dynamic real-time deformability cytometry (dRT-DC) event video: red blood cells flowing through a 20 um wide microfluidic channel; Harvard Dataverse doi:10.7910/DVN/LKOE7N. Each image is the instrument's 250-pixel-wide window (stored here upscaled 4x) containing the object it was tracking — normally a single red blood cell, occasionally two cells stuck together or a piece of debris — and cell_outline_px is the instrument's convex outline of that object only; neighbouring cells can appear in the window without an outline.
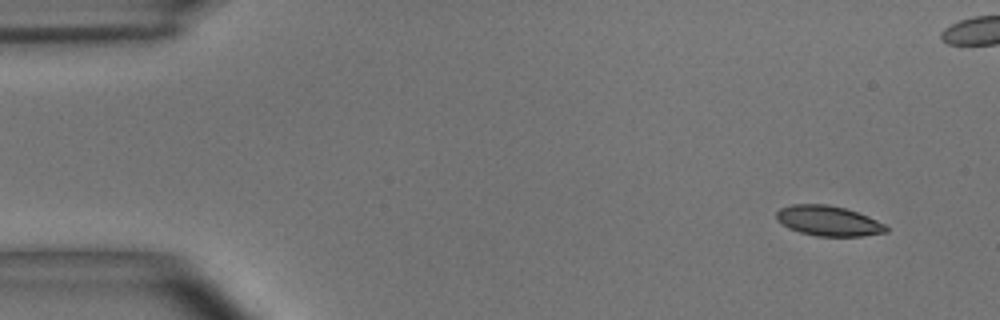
{"species": "common noctule bat (a hibernating species)", "species_latin": "Nyctalus noctula", "temperature_condition": "room temperature", "stored_images_in_passage": 5, "camera_frame_rate_fps": 3000, "um_per_image_px": 0.085, "animal": {"sex": "male", "body_mass_g": 15.6}, "frame": {"image": 1, "passage_image": 1, "time_ms": 0.0, "image_size_px": [1000, 320], "cell_outline_px": [[888, 232], [864, 236], [816, 236], [800, 232], [788, 228], [776, 220], [776, 212], [780, 208], [792, 204], [828, 204], [844, 208], [868, 216], [884, 224], [888, 228]], "centroid_in_image_um": [70.39, 18.77], "position_along_channel_um": 14.6, "area_um2": 19.31}}